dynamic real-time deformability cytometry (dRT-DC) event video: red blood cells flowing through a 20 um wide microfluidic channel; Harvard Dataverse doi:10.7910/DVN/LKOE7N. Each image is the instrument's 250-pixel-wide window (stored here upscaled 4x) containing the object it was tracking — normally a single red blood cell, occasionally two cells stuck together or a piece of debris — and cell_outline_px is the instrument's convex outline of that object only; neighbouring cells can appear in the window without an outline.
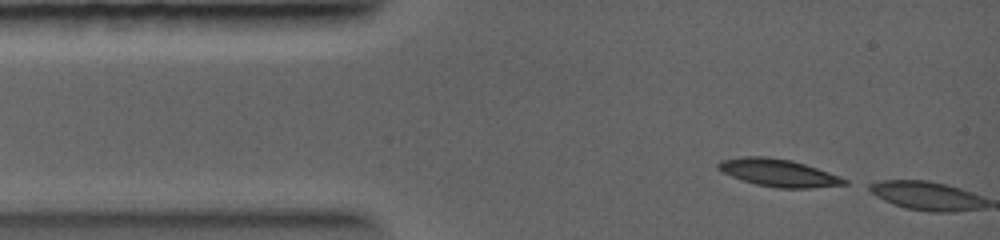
{"species": "common noctule bat (a hibernating species)", "species_latin": "Nyctalus noctula", "temperature_condition": "warm", "stored_images_in_passage": 3, "camera_frame_rate_fps": 5000, "um_per_image_px": 0.085, "animal": {"sex": "female", "body_mass_g": 19.0, "forearm_length_mm": 56.7}, "frame": {"image": 1, "passage_image": 1, "time_ms": 0.0, "image_size_px": [1000, 240], "cell_outline_px": [[848, 184], [808, 188], [776, 188], [756, 184], [732, 176], [716, 168], [716, 164], [720, 160], [744, 156], [768, 156], [792, 160], [840, 176], [848, 180]], "centroid_in_image_um": [66.16, 14.68], "position_along_channel_um": 18.8, "area_um2": 20.11}}